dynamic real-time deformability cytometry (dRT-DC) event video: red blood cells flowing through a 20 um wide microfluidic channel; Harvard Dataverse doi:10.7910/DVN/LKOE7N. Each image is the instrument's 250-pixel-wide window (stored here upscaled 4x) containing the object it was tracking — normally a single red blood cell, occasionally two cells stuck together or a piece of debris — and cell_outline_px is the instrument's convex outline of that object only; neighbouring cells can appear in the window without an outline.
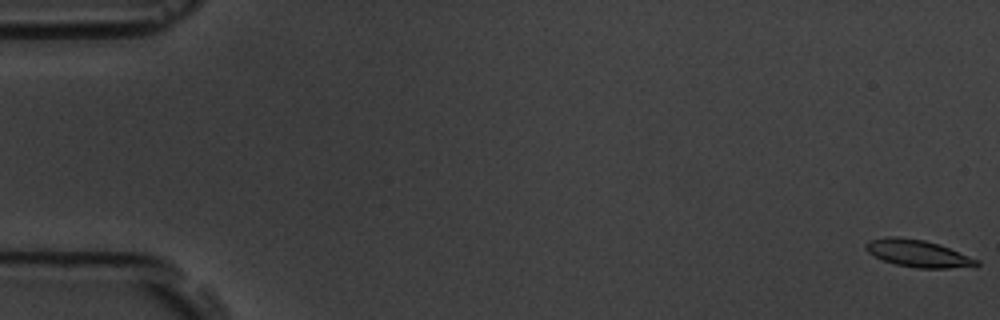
{"species": "common noctule bat (a hibernating species)", "species_latin": "Nyctalus noctula", "temperature_condition": "room temperature", "stored_images_in_passage": 16, "camera_frame_rate_fps": 3000, "um_per_image_px": 0.085, "animal": {"sex": "male", "body_mass_g": 19.5, "forearm_length_mm": 54.6}, "frame": {"image": 1, "passage_image": 1, "time_ms": 0.0, "image_size_px": [1000, 320], "cell_outline_px": [[980, 264], [976, 268], [916, 268], [896, 264], [880, 260], [868, 252], [864, 248], [864, 244], [868, 240], [884, 236], [896, 236], [924, 240], [940, 244], [980, 260]], "centroid_in_image_um": [78.05, 21.54], "position_along_channel_um": 7.0, "area_um2": 18.09}}
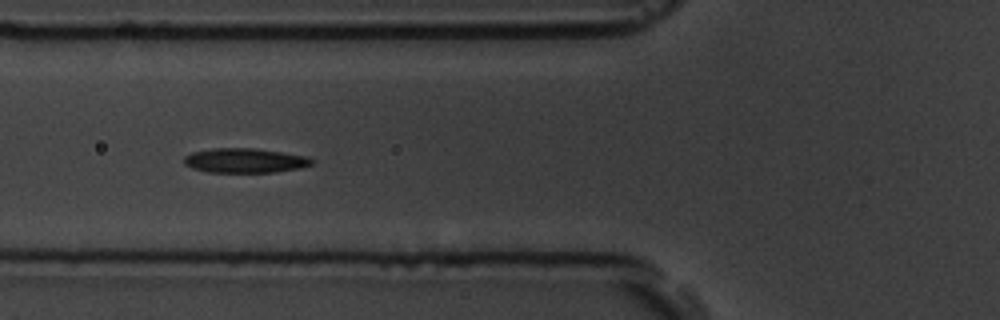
{"frame": {"image": 2, "passage_image": 7, "time_ms": 7.0, "image_size_px": [1000, 320], "cell_outline_px": [[316, 160], [312, 164], [300, 168], [276, 172], [208, 172], [192, 168], [184, 164], [184, 156], [192, 152], [212, 148], [252, 148], [308, 156]], "centroid_in_image_um": [20.82, 13.64], "position_along_channel_um": 105.0, "area_um2": 18.32}}
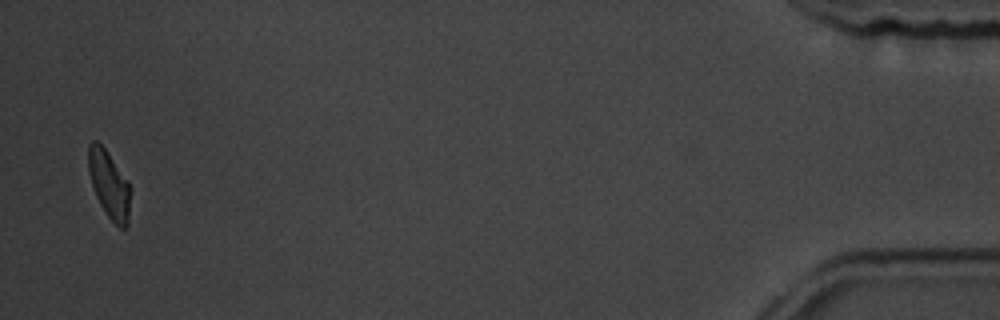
{"frame": {"image": 3, "passage_image": 16, "time_ms": 18.333, "image_size_px": [1000, 320], "cell_outline_px": [[132, 192], [128, 224], [124, 228], [120, 228], [108, 216], [100, 204], [96, 196], [88, 172], [88, 144], [92, 140], [96, 140], [104, 148], [128, 180], [132, 188]], "centroid_in_image_um": [9.3, 15.69], "position_along_channel_um": 425.9, "area_um2": 16.7}, "authors_computed_cell_mechanics": {"area_um2": 17.8891, "velocity_mm_per_s": 3.6202, "shape_relaxation_time_tau1_ms": 2.9457, "shape_relaxation_time_tau2_ms": 2.3127, "deformation_change_tau1": 0.1005, "deformation_change_tau2": 0.0637}}